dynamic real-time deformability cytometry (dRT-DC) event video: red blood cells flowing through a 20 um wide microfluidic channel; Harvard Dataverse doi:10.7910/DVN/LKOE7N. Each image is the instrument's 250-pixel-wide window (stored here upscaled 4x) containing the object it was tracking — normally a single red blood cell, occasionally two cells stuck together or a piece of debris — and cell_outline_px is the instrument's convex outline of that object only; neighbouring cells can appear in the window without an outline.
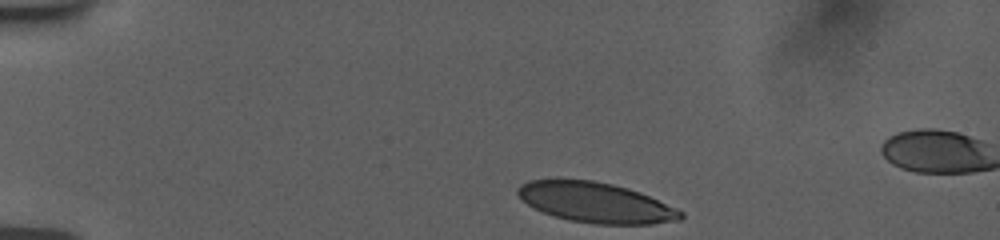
{"species": "human", "species_latin": "Homo sapiens", "temperature_condition": "room temperature", "stored_images_in_passage": 14, "camera_frame_rate_fps": 3000, "um_per_image_px": 0.085, "donor": {"sex": "female"}, "frame": {"image": 1, "passage_image": 1, "time_ms": 0.0, "image_size_px": [1000, 240], "cell_outline_px": [[684, 216], [680, 220], [652, 224], [596, 224], [568, 220], [544, 212], [520, 200], [516, 192], [516, 188], [520, 184], [528, 180], [592, 180], [612, 184], [628, 188], [640, 192], [676, 208], [684, 212]], "centroid_in_image_um": [50.64, 17.22], "position_along_channel_um": 34.4, "area_um2": 38.03}}
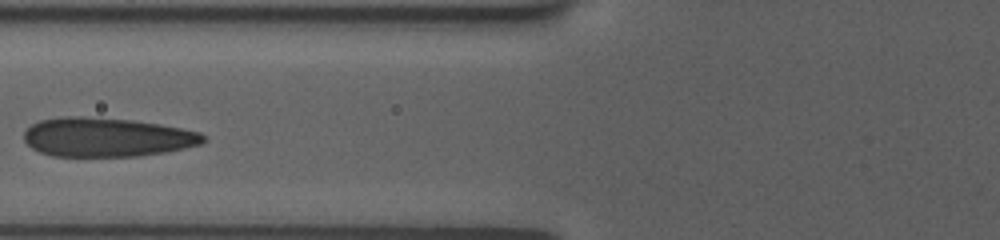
{"frame": {"image": 2, "passage_image": 12, "time_ms": 4.0, "image_size_px": [1000, 240], "cell_outline_px": [[204, 140], [200, 144], [184, 148], [164, 152], [140, 156], [52, 156], [40, 152], [32, 148], [24, 140], [24, 132], [32, 124], [40, 120], [64, 116], [80, 116], [132, 120], [160, 124], [200, 132], [204, 136]], "centroid_in_image_um": [9.05, 11.66], "position_along_channel_um": 116.8, "area_um2": 40.69}}
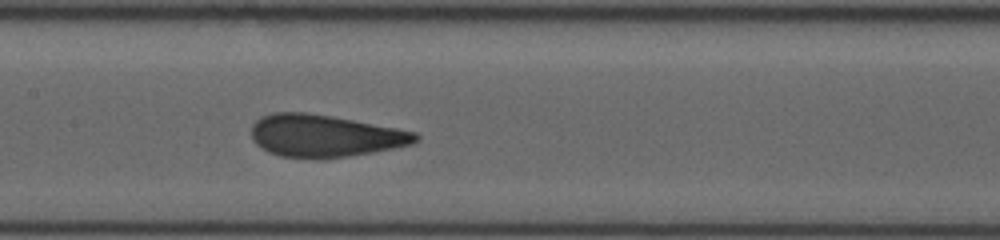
{"frame": {"image": 3, "passage_image": 14, "time_ms": 5.667, "image_size_px": [1000, 240], "cell_outline_px": [[420, 136], [412, 144], [392, 148], [348, 156], [320, 160], [316, 160], [280, 156], [268, 152], [260, 148], [252, 140], [252, 124], [256, 120], [264, 116], [276, 112], [308, 112], [332, 116], [396, 128], [416, 132]], "centroid_in_image_um": [27.55, 11.56], "position_along_channel_um": 179.8, "area_um2": 40.58}}